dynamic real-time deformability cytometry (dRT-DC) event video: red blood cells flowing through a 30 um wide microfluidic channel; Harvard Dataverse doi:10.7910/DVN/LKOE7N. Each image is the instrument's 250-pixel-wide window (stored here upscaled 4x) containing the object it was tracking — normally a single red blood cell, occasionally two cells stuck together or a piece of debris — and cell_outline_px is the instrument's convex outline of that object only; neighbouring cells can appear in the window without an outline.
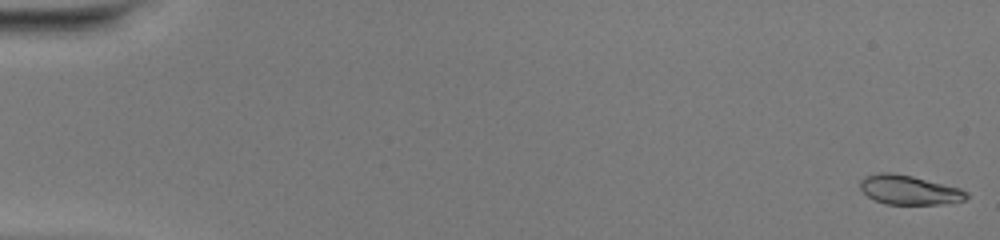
{"species": "common noctule bat (a hibernating species)", "species_latin": "Nyctalus noctula", "temperature_condition": "warm", "stored_images_in_passage": 50, "camera_frame_rate_fps": 3000, "um_per_image_px": 0.085, "animal": {"sex": "female", "body_mass_g": 20.0, "forearm_length_mm": 54.0}, "frame": {"image": 1, "passage_image": 1, "time_ms": 0.0, "image_size_px": [1000, 240], "cell_outline_px": [[968, 196], [964, 200], [940, 204], [884, 204], [868, 196], [860, 188], [860, 180], [864, 176], [880, 172], [888, 172], [912, 176], [960, 188], [968, 192]], "centroid_in_image_um": [77.26, 16.14], "position_along_channel_um": 7.7, "area_um2": 18.03}}
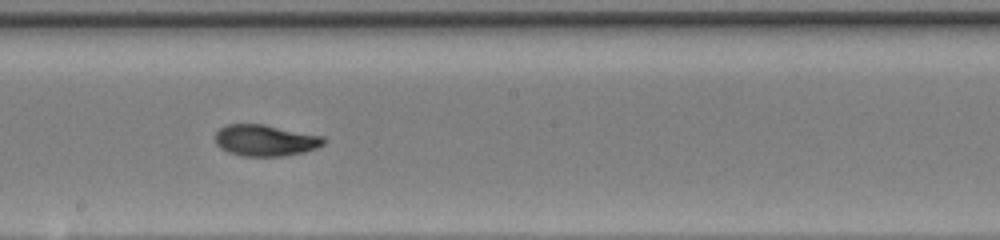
{"frame": {"image": 2, "passage_image": 29, "time_ms": 9.333, "image_size_px": [1000, 240], "cell_outline_px": [[328, 140], [324, 144], [316, 148], [304, 152], [284, 156], [244, 156], [228, 152], [220, 148], [216, 144], [216, 132], [220, 128], [228, 124], [264, 124], [324, 136]], "centroid_in_image_um": [22.58, 11.93], "position_along_channel_um": 225.6, "area_um2": 19.94}}
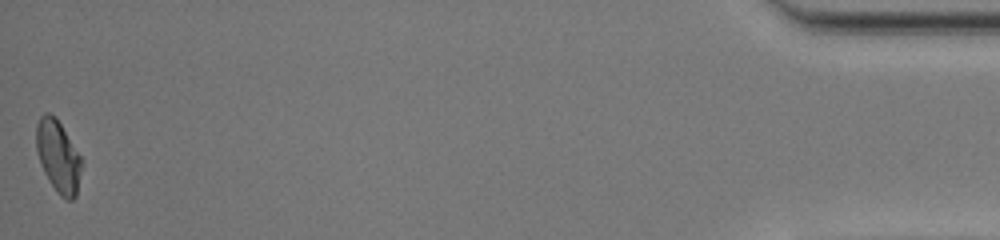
{"frame": {"image": 3, "passage_image": 50, "time_ms": 16.333, "image_size_px": [1000, 240], "cell_outline_px": [[84, 164], [76, 196], [72, 200], [68, 200], [60, 196], [56, 192], [48, 180], [40, 164], [36, 148], [36, 124], [40, 116], [44, 112], [48, 112], [56, 116], [84, 160]], "centroid_in_image_um": [4.97, 13.29], "position_along_channel_um": 430.2, "area_um2": 19.65}, "authors_computed_cell_mechanics": {"area_um2": 19.2185, "velocity_mm_per_s": 4.2105, "shape_relaxation_time_tau1_ms": 3.4716, "shape_relaxation_time_tau2_ms": 1.2276, "deformation_change_tau1": 0.1994, "deformation_change_tau2": 0.0585}}